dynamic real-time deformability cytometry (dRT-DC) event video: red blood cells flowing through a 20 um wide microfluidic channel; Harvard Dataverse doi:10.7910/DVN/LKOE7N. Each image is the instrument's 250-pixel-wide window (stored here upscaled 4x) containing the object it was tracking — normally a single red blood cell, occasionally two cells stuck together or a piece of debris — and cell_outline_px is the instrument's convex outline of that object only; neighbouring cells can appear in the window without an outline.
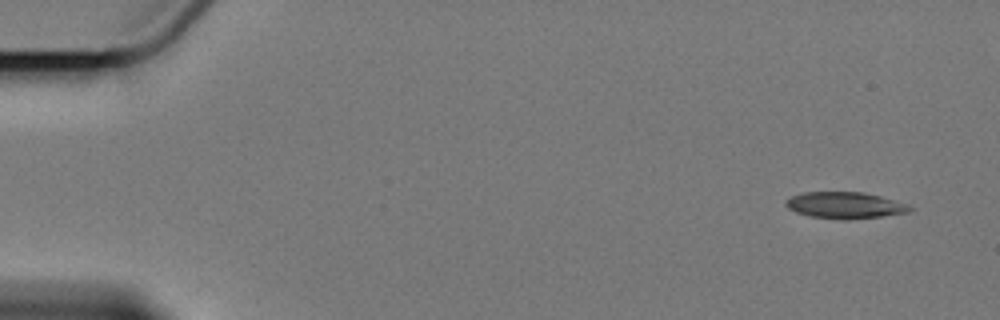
{"species": "Egyptian fruit bat (a non-hibernating species)", "species_latin": "Rousettus aegyptiacus", "temperature_condition": "cold", "stored_images_in_passage": 6, "camera_frame_rate_fps": 3000, "um_per_image_px": 0.085, "animal": {"sex": "female"}, "frame": {"image": 1, "passage_image": 1, "time_ms": 0.0, "image_size_px": [1000, 320], "cell_outline_px": [[912, 208], [908, 212], [880, 216], [848, 220], [840, 220], [808, 216], [796, 212], [788, 208], [784, 204], [784, 200], [800, 192], [864, 192], [880, 196], [908, 204]], "centroid_in_image_um": [71.76, 17.45], "position_along_channel_um": 13.2, "area_um2": 19.25}}
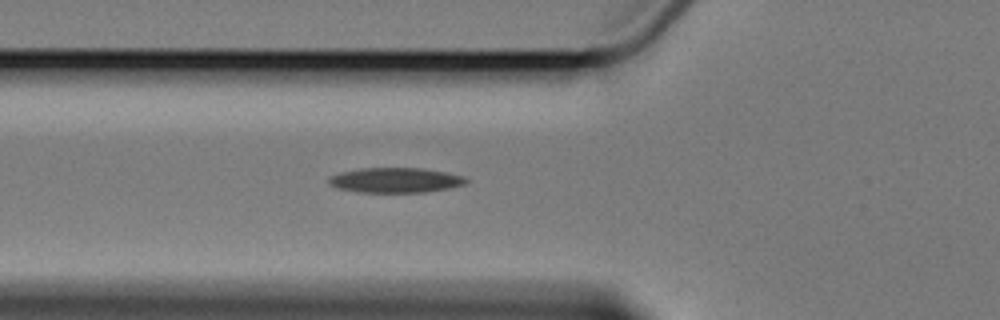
{"frame": {"image": 2, "passage_image": 6, "time_ms": 6.0, "image_size_px": [1000, 320], "cell_outline_px": [[468, 184], [452, 188], [424, 192], [356, 192], [336, 188], [328, 184], [328, 180], [332, 176], [344, 172], [364, 168], [420, 168], [444, 172], [464, 176], [468, 180]], "centroid_in_image_um": [33.66, 15.33], "position_along_channel_um": 92.1, "area_um2": 19.94}}